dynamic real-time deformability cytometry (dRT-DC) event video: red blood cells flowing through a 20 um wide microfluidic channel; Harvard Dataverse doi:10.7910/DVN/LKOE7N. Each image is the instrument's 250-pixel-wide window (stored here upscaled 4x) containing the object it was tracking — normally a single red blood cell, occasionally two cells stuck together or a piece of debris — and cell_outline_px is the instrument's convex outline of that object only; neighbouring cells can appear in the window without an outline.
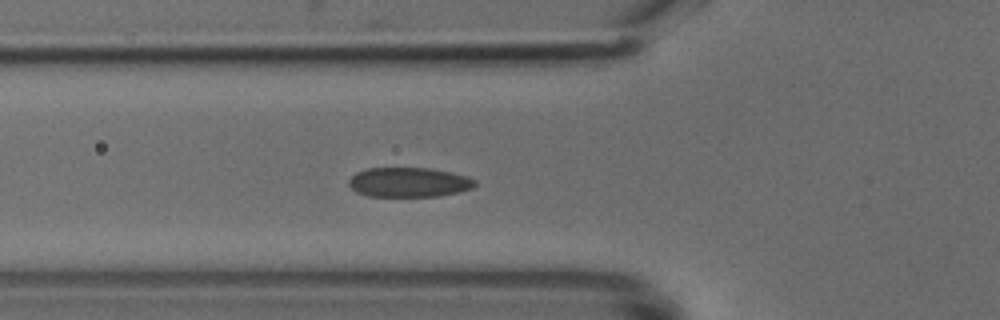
{"species": "common noctule bat (a hibernating species)", "species_latin": "Nyctalus noctula", "temperature_condition": "cold", "stored_images_in_passage": 37, "camera_frame_rate_fps": 3000, "um_per_image_px": 0.085, "animal": {"sex": "male", "body_mass_g": 18.8}, "frame": {"image": 1, "passage_image": 8, "time_ms": 2.333, "image_size_px": [1000, 320], "cell_outline_px": [[476, 184], [472, 188], [456, 192], [436, 196], [368, 196], [356, 192], [348, 184], [348, 180], [356, 172], [364, 168], [428, 168], [452, 172], [468, 176], [476, 180]], "centroid_in_image_um": [34.73, 15.48], "position_along_channel_um": 91.1, "area_um2": 21.79}}
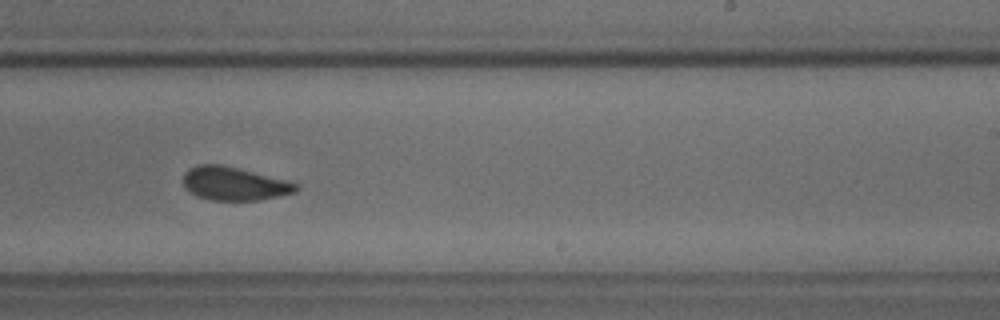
{"frame": {"image": 2, "passage_image": 21, "time_ms": 6.667, "image_size_px": [1000, 320], "cell_outline_px": [[300, 188], [296, 192], [260, 200], [212, 200], [196, 196], [184, 188], [184, 172], [188, 168], [196, 164], [220, 164], [240, 168], [292, 180]], "centroid_in_image_um": [19.93, 15.59], "position_along_channel_um": 269.1, "area_um2": 22.43}}
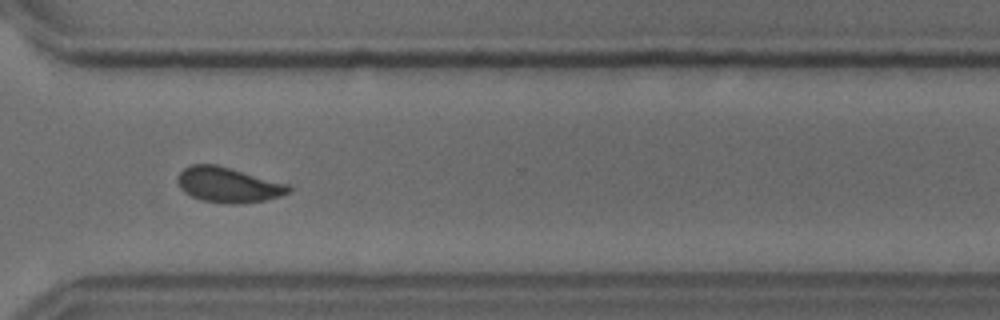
{"frame": {"image": 3, "passage_image": 27, "time_ms": 8.667, "image_size_px": [1000, 320], "cell_outline_px": [[292, 188], [288, 192], [280, 196], [264, 200], [236, 204], [228, 204], [200, 200], [184, 192], [180, 188], [180, 172], [184, 168], [192, 164], [216, 164], [288, 184]], "centroid_in_image_um": [19.4, 15.71], "position_along_channel_um": 351.2, "area_um2": 22.43}}